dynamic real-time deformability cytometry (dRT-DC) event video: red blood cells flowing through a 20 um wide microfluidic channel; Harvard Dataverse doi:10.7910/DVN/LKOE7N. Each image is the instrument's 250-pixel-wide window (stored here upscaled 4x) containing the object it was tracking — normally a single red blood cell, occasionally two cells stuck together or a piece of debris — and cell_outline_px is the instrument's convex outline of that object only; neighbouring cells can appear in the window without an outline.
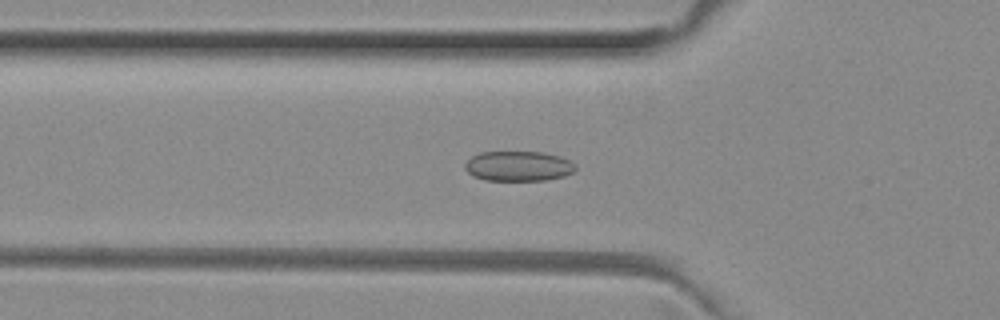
{"species": "common noctule bat (a hibernating species)", "species_latin": "Nyctalus noctula", "temperature_condition": "room temperature", "stored_images_in_passage": 42, "camera_frame_rate_fps": 3000, "um_per_image_px": 0.085, "animal": {"sex": "female", "body_mass_g": 29.2, "forearm_length_mm": 56.3}, "frame": {"image": 1, "passage_image": 8, "time_ms": 2.333, "image_size_px": [1000, 320], "cell_outline_px": [[576, 168], [572, 172], [564, 176], [544, 180], [484, 180], [472, 176], [464, 168], [464, 164], [472, 156], [480, 152], [544, 152], [560, 156], [576, 164]], "centroid_in_image_um": [44.05, 14.11], "position_along_channel_um": 81.8, "area_um2": 19.36}}
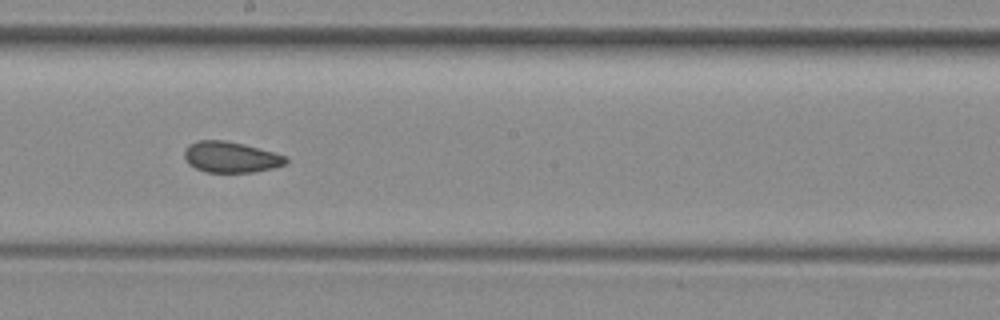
{"frame": {"image": 2, "passage_image": 19, "time_ms": 6.0, "image_size_px": [1000, 320], "cell_outline_px": [[288, 160], [284, 164], [272, 168], [252, 172], [208, 172], [196, 168], [188, 164], [184, 156], [184, 148], [188, 144], [200, 140], [224, 140], [244, 144], [288, 156]], "centroid_in_image_um": [19.6, 13.34], "position_along_channel_um": 228.6, "area_um2": 18.26}}
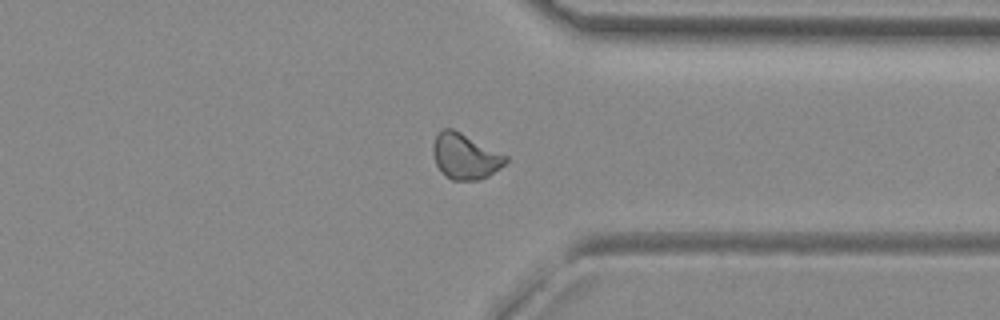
{"frame": {"image": 3, "passage_image": 30, "time_ms": 9.667, "image_size_px": [1000, 320], "cell_outline_px": [[508, 160], [500, 168], [488, 176], [480, 180], [452, 180], [444, 176], [440, 172], [436, 164], [432, 152], [432, 144], [436, 136], [444, 128], [452, 128], [508, 156]], "centroid_in_image_um": [39.51, 13.31], "position_along_channel_um": 371.9, "area_um2": 19.31}, "authors_computed_cell_mechanics": {"area_um2": 18.8428, "velocity_mm_per_s": 3.9986, "shape_relaxation_time_tau1_ms": null, "shape_relaxation_time_tau2_ms": 1.747, "deformation_change_tau1": null, "deformation_change_tau2": 0.0683}}